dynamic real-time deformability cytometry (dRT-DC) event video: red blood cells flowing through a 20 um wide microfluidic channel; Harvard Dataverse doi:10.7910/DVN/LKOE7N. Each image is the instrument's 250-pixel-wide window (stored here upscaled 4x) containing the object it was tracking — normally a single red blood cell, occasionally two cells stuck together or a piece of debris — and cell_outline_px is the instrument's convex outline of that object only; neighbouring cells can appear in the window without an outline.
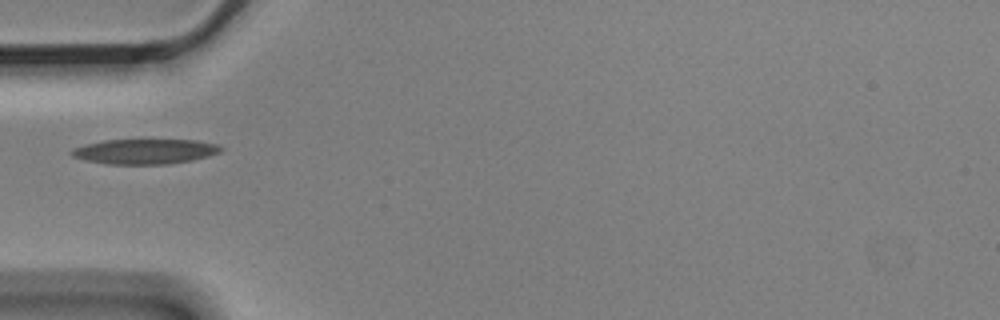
{"species": "Egyptian fruit bat (a non-hibernating species)", "species_latin": "Rousettus aegyptiacus", "temperature_condition": "cold", "stored_images_in_passage": 1, "camera_frame_rate_fps": 3000, "um_per_image_px": 0.085, "animal": {"sex": "male"}, "frame": {"image": 1, "passage_image": 1, "time_ms": 0.0, "image_size_px": [1000, 320], "cell_outline_px": [[224, 148], [220, 152], [208, 156], [192, 160], [168, 164], [108, 164], [88, 160], [72, 156], [68, 152], [72, 148], [84, 144], [104, 140], [196, 140], [220, 144]], "centroid_in_image_um": [12.33, 12.86], "position_along_channel_um": 72.7, "area_um2": 21.85}}